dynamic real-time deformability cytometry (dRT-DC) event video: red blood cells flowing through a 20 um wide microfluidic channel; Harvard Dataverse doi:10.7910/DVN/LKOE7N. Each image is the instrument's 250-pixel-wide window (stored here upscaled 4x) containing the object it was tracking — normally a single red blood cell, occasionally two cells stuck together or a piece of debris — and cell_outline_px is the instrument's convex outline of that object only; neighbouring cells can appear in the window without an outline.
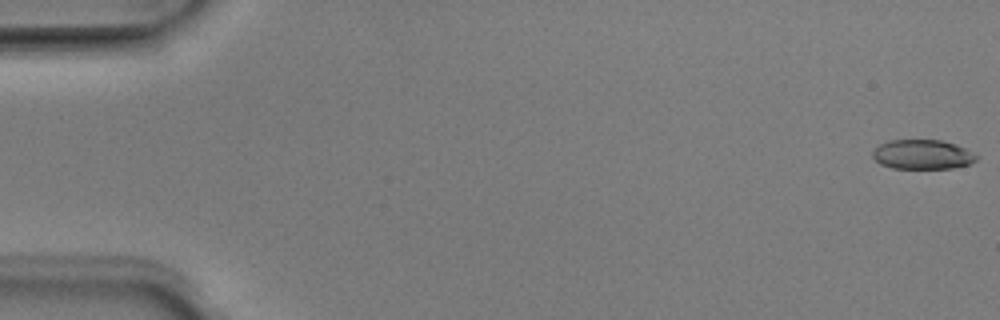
{"species": "Egyptian fruit bat (a non-hibernating species)", "species_latin": "Rousettus aegyptiacus", "temperature_condition": "room temperature", "stored_images_in_passage": 51, "camera_frame_rate_fps": 3000, "um_per_image_px": 0.085, "animal": {"sex": "male"}, "frame": {"image": 1, "passage_image": 1, "time_ms": 0.0, "image_size_px": [1000, 320], "cell_outline_px": [[976, 160], [968, 164], [952, 168], [892, 168], [880, 164], [872, 156], [872, 152], [880, 144], [888, 140], [940, 140], [956, 144], [964, 148], [976, 156]], "centroid_in_image_um": [78.36, 13.13], "position_along_channel_um": 6.6, "area_um2": 17.63}}
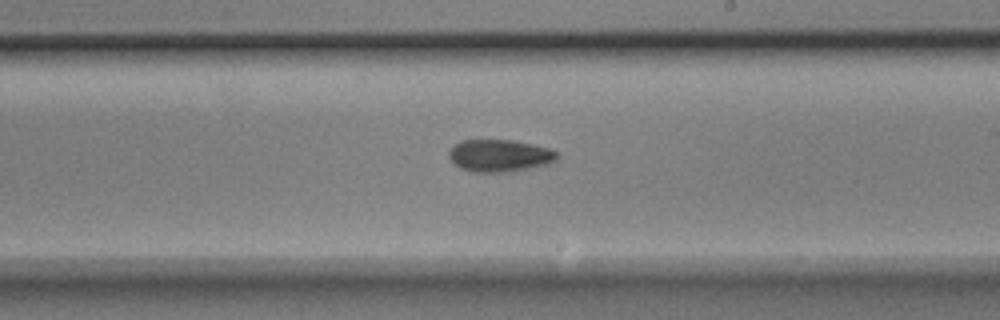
{"frame": {"image": 2, "passage_image": 30, "time_ms": 9.667, "image_size_px": [1000, 320], "cell_outline_px": [[556, 160], [548, 164], [508, 172], [472, 172], [460, 168], [448, 156], [448, 152], [460, 140], [512, 140], [532, 144], [548, 148], [556, 152]], "centroid_in_image_um": [42.44, 13.23], "position_along_channel_um": 246.6, "area_um2": 20.11}}
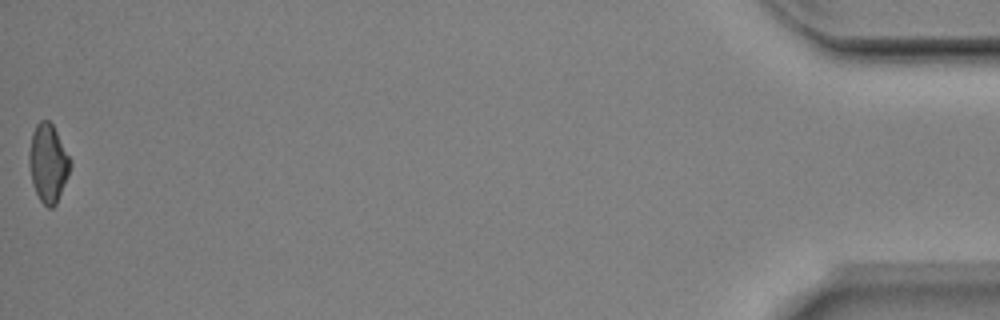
{"frame": {"image": 3, "passage_image": 51, "time_ms": 16.667, "image_size_px": [1000, 320], "cell_outline_px": [[72, 164], [68, 176], [56, 204], [52, 208], [48, 208], [40, 200], [32, 184], [28, 164], [28, 152], [32, 132], [36, 124], [40, 120], [48, 120], [52, 124], [72, 160]], "centroid_in_image_um": [4.08, 13.86], "position_along_channel_um": 431.1, "area_um2": 18.96}, "authors_computed_cell_mechanics": {"area_um2": 19.363, "velocity_mm_per_s": 4.0238, "shape_relaxation_time_tau1_ms": 3.7737, "shape_relaxation_time_tau2_ms": null, "deformation_change_tau1": 0.1232, "deformation_change_tau2": null}}